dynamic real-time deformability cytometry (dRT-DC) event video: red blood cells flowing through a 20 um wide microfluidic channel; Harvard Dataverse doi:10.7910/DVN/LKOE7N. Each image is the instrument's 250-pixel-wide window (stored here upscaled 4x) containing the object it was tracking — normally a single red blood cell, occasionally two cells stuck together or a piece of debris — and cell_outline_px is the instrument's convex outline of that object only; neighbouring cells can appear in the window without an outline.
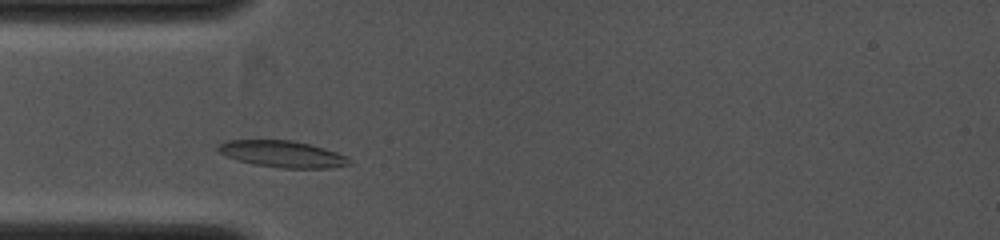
{"species": "common noctule bat (a hibernating species)", "species_latin": "Nyctalus noctula", "temperature_condition": "cold", "stored_images_in_passage": 7, "camera_frame_rate_fps": 4000, "um_per_image_px": 0.085, "animal": {"sex": "female", "body_mass_g": 19.0, "forearm_length_mm": 53.3}, "frame": {"image": 1, "passage_image": 1, "time_ms": 0.0, "image_size_px": [1000, 240], "cell_outline_px": [[352, 164], [328, 168], [280, 168], [256, 164], [236, 160], [216, 152], [216, 148], [224, 140], [292, 140], [324, 148], [348, 156], [352, 160]], "centroid_in_image_um": [24.0, 13.09], "position_along_channel_um": 61.0, "area_um2": 20.46}}
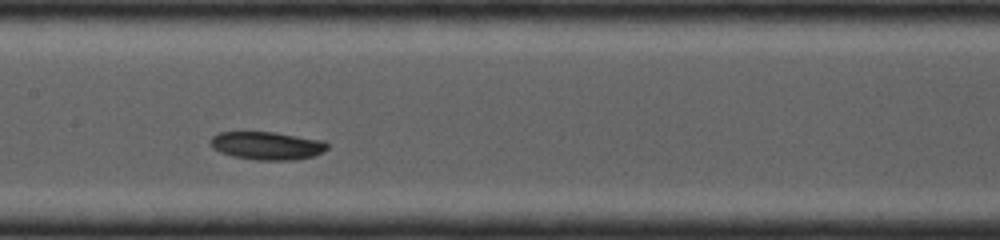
{"frame": {"image": 2, "passage_image": 4, "time_ms": 2.25, "image_size_px": [1000, 240], "cell_outline_px": [[328, 148], [324, 152], [312, 156], [296, 160], [256, 160], [232, 156], [220, 152], [212, 148], [208, 140], [212, 136], [220, 132], [272, 132], [324, 140], [328, 144]], "centroid_in_image_um": [22.68, 12.38], "position_along_channel_um": 184.7, "area_um2": 19.25}}
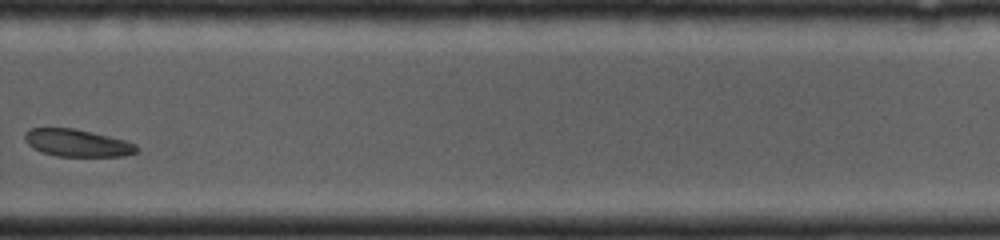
{"frame": {"image": 3, "passage_image": 7, "time_ms": 4.75, "image_size_px": [1000, 240], "cell_outline_px": [[140, 148], [136, 152], [124, 156], [56, 156], [40, 152], [32, 148], [24, 140], [24, 136], [32, 128], [76, 128], [124, 140], [136, 144]], "centroid_in_image_um": [6.56, 12.16], "position_along_channel_um": 323.2, "area_um2": 17.8}}